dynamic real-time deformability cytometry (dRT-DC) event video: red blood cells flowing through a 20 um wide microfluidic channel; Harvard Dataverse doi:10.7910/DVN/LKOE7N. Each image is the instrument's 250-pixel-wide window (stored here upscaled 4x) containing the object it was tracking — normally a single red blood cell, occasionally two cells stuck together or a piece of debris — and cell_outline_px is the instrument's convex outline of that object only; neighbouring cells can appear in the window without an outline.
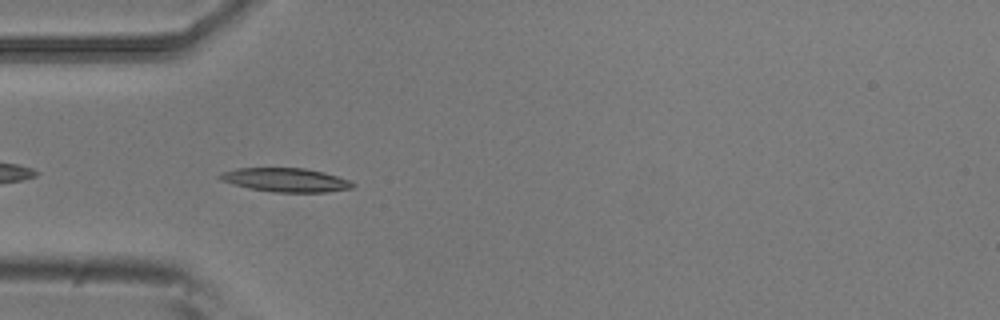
{"species": "common noctule bat (a hibernating species)", "species_latin": "Nyctalus noctula", "temperature_condition": "room temperature", "stored_images_in_passage": 6, "camera_frame_rate_fps": 3000, "um_per_image_px": 0.085, "animal": {"sex": "male", "body_mass_g": 20.5, "forearm_length_mm": 52.5}, "frame": {"image": 1, "passage_image": 5, "time_ms": 1.333, "image_size_px": [1000, 320], "cell_outline_px": [[356, 184], [352, 188], [328, 192], [272, 192], [252, 188], [220, 180], [216, 176], [224, 172], [236, 168], [304, 168], [324, 172], [352, 180]], "centroid_in_image_um": [24.35, 15.29], "position_along_channel_um": 60.6, "area_um2": 18.38}}
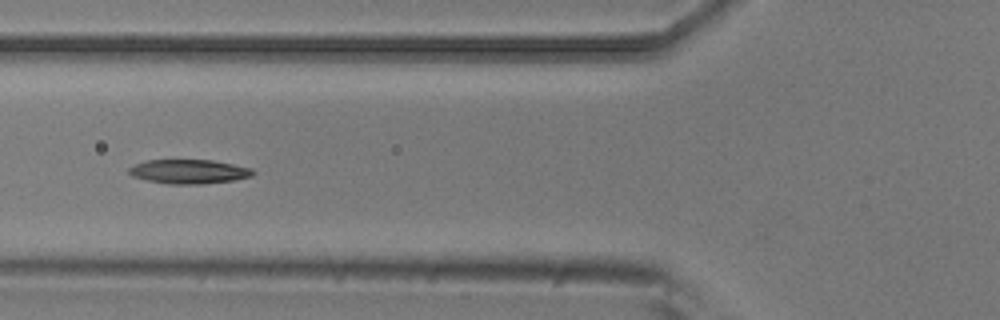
{"frame": {"image": 2, "passage_image": 6, "time_ms": 1.667, "image_size_px": [1000, 320], "cell_outline_px": [[256, 172], [252, 176], [236, 180], [204, 184], [168, 184], [148, 180], [132, 176], [128, 172], [128, 168], [136, 164], [148, 160], [212, 160], [252, 168]], "centroid_in_image_um": [16.09, 14.59], "position_along_channel_um": 109.7, "area_um2": 17.51}}